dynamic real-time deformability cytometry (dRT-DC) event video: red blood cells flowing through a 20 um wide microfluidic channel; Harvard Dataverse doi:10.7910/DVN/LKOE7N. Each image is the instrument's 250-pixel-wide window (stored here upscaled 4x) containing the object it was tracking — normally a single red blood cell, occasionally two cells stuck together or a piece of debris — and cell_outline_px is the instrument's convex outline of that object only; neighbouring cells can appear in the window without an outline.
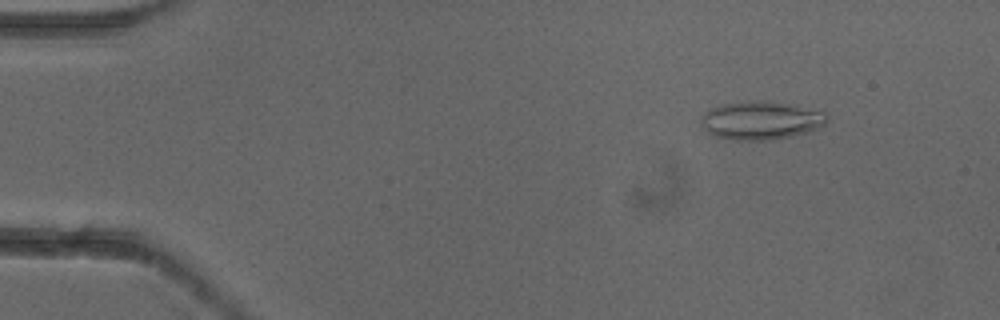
{"species": "common noctule bat (a hibernating species)", "species_latin": "Nyctalus noctula", "temperature_condition": "cold", "stored_images_in_passage": 7, "camera_frame_rate_fps": 3000, "um_per_image_px": 0.085, "animal": {"sex": "female"}, "frame": {"image": 1, "passage_image": 2, "time_ms": 0.333, "image_size_px": [1000, 320], "cell_outline_px": [[828, 120], [820, 128], [808, 132], [772, 140], [732, 140], [716, 136], [708, 132], [700, 124], [700, 120], [704, 112], [712, 108], [724, 104], [748, 100], [764, 100], [796, 104], [824, 112], [828, 116]], "centroid_in_image_um": [64.7, 10.22], "position_along_channel_um": 20.3, "area_um2": 28.5}}
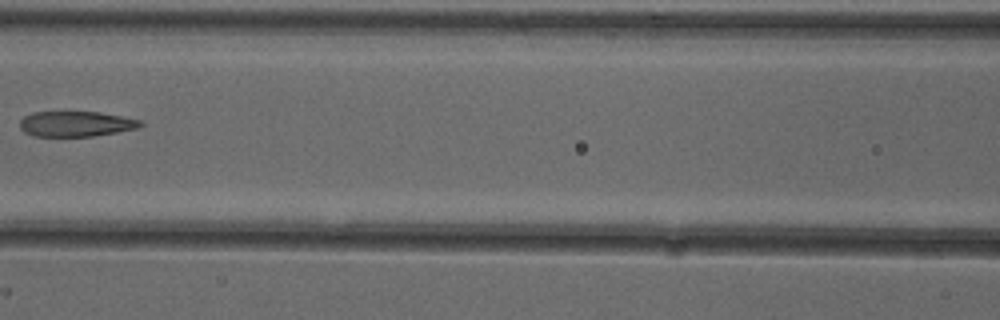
{"frame": {"image": 2, "passage_image": 6, "time_ms": 1.667, "image_size_px": [1000, 320], "cell_outline_px": [[144, 124], [136, 128], [116, 132], [92, 136], [32, 136], [24, 132], [20, 128], [20, 120], [24, 116], [32, 112], [100, 112], [140, 120]], "centroid_in_image_um": [6.41, 10.53], "position_along_channel_um": 160.2, "area_um2": 17.69}}
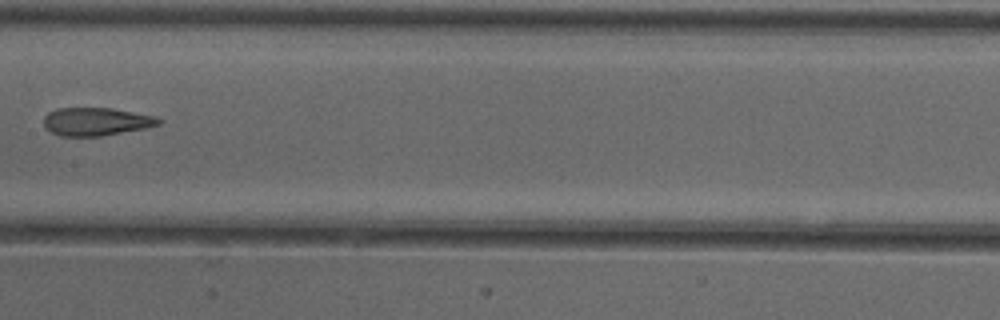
{"frame": {"image": 3, "passage_image": 7, "time_ms": 2.0, "image_size_px": [1000, 320], "cell_outline_px": [[164, 120], [160, 124], [144, 128], [100, 136], [60, 136], [44, 128], [44, 116], [48, 112], [56, 108], [112, 108], [152, 116]], "centroid_in_image_um": [8.12, 10.33], "position_along_channel_um": 199.3, "area_um2": 18.67}}